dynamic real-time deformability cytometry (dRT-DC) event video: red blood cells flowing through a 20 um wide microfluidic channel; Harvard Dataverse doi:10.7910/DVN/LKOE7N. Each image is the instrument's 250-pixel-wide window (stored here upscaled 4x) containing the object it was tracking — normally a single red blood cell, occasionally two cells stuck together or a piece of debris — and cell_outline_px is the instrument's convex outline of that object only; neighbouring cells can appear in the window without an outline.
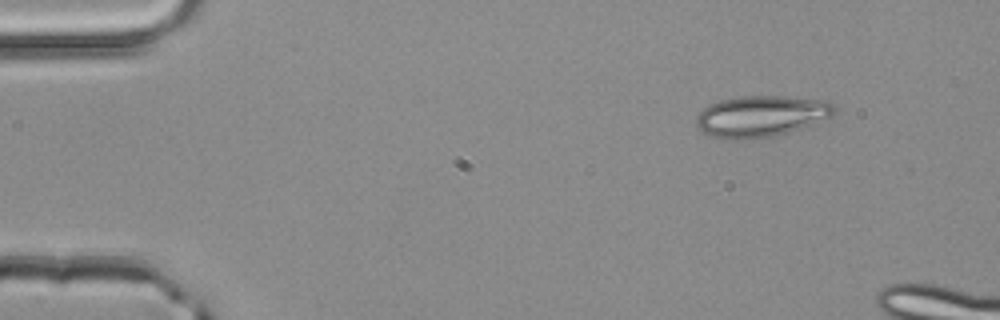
{"species": "common noctule bat (a hibernating species)", "species_latin": "Nyctalus noctula", "temperature_condition": "room temperature", "stored_images_in_passage": 3, "camera_frame_rate_fps": 3000, "um_per_image_px": 0.085, "animal": {"sex": "male", "body_mass_g": 20.4}, "frame": {"image": 1, "passage_image": 1, "time_ms": 0.0, "image_size_px": [1000, 320], "cell_outline_px": [[836, 112], [832, 116], [800, 128], [788, 132], [772, 136], [736, 140], [732, 140], [712, 136], [704, 132], [696, 124], [696, 116], [704, 108], [720, 100], [740, 96], [780, 96], [828, 100], [836, 108]], "centroid_in_image_um": [64.7, 9.86], "position_along_channel_um": 20.3, "area_um2": 32.89}}